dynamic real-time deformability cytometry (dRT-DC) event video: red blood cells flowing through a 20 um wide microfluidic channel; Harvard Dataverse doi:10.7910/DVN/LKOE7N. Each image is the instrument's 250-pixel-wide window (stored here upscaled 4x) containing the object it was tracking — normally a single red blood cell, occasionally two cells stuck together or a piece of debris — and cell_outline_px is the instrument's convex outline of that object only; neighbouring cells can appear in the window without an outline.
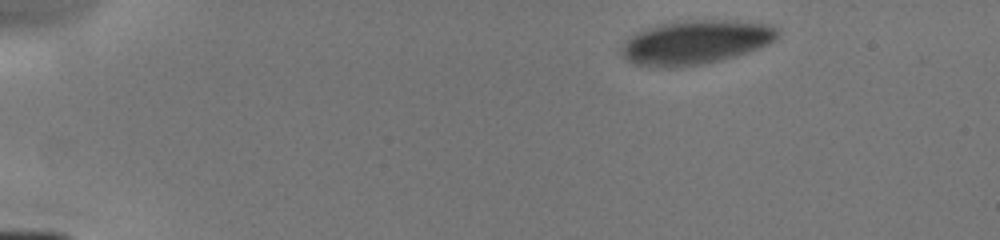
{"species": "human", "species_latin": "Homo sapiens", "temperature_condition": "cold", "stored_images_in_passage": 5, "camera_frame_rate_fps": 3000, "um_per_image_px": 0.085, "donor": {"sex": "male"}, "frame": {"image": 1, "passage_image": 1, "time_ms": 0.0, "image_size_px": [1000, 240], "cell_outline_px": [[780, 32], [776, 40], [768, 44], [748, 52], [736, 56], [704, 64], [676, 68], [660, 68], [636, 64], [624, 60], [620, 52], [620, 48], [624, 40], [636, 32], [660, 24], [676, 20], [728, 20], [768, 24], [776, 28]], "centroid_in_image_um": [59.08, 3.6], "position_along_channel_um": 25.9, "area_um2": 40.58}}
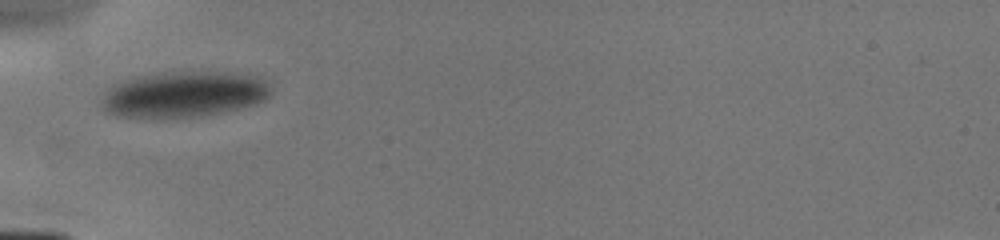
{"frame": {"image": 2, "passage_image": 4, "time_ms": 3.333, "image_size_px": [1000, 240], "cell_outline_px": [[272, 92], [264, 100], [256, 104], [240, 108], [204, 116], [156, 120], [116, 116], [108, 112], [100, 104], [108, 88], [124, 80], [140, 76], [160, 72], [232, 72], [260, 76], [272, 88]], "centroid_in_image_um": [15.64, 8.05], "position_along_channel_um": 69.4, "area_um2": 46.18}}
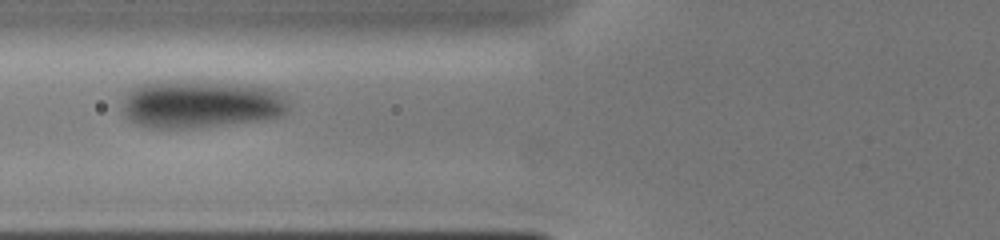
{"frame": {"image": 3, "passage_image": 5, "time_ms": 4.333, "image_size_px": [1000, 240], "cell_outline_px": [[288, 108], [284, 116], [268, 120], [184, 128], [156, 128], [136, 124], [128, 120], [124, 116], [120, 108], [120, 104], [124, 92], [136, 84], [148, 80], [196, 80], [248, 84], [268, 88], [288, 96]], "centroid_in_image_um": [16.99, 8.81], "position_along_channel_um": 108.8, "area_um2": 48.09}}